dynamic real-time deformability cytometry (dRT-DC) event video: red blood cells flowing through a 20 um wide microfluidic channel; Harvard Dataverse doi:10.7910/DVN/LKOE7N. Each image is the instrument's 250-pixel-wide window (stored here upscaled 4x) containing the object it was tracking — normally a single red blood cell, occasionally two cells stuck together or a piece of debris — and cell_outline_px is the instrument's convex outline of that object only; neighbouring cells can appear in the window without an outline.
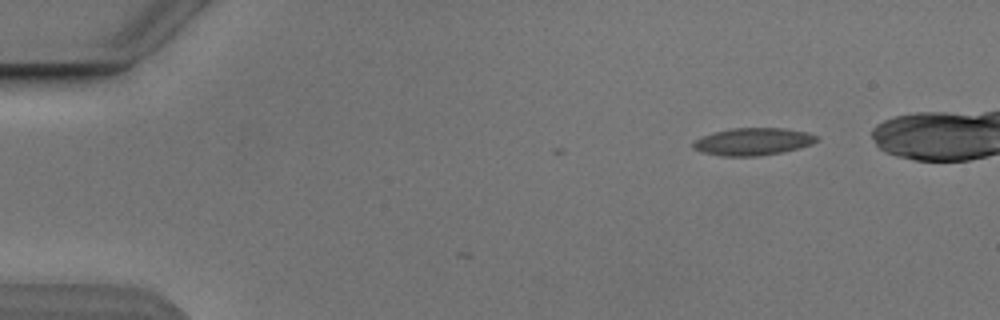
{"species": "Egyptian fruit bat (a non-hibernating species)", "species_latin": "Rousettus aegyptiacus", "temperature_condition": "cold", "stored_images_in_passage": 4, "camera_frame_rate_fps": 3000, "um_per_image_px": 0.085, "animal": {"sex": "male"}, "frame": {"image": 1, "passage_image": 1, "time_ms": 0.0, "image_size_px": [1000, 320], "cell_outline_px": [[816, 140], [812, 144], [800, 148], [780, 152], [756, 156], [720, 156], [700, 152], [692, 148], [692, 144], [700, 136], [712, 132], [732, 128], [784, 128], [808, 132], [816, 136]], "centroid_in_image_um": [63.94, 12.03], "position_along_channel_um": 21.1, "area_um2": 19.77}}